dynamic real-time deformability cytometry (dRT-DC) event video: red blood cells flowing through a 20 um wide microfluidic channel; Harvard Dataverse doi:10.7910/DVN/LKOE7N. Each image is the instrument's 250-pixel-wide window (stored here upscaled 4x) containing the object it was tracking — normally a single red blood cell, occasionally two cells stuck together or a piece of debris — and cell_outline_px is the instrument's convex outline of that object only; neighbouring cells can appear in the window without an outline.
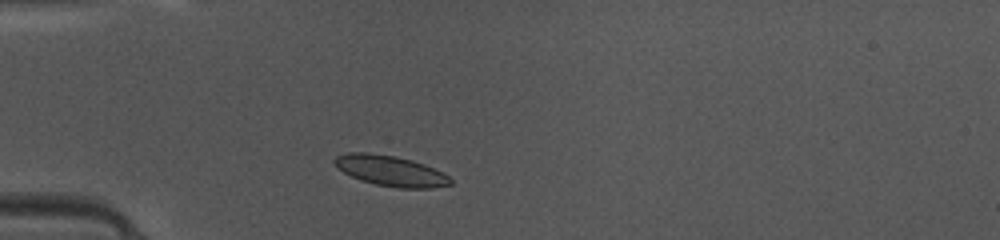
{"species": "common noctule bat (a hibernating species)", "species_latin": "Nyctalus noctula", "temperature_condition": "warm", "stored_images_in_passage": 35, "camera_frame_rate_fps": 3000, "um_per_image_px": 0.085, "animal": {"sex": "female", "body_mass_g": 10.0, "forearm_length_mm": 53.1}, "frame": {"image": 1, "passage_image": 1, "time_ms": 0.0, "image_size_px": [1000, 240], "cell_outline_px": [[452, 184], [432, 188], [400, 188], [376, 184], [360, 180], [336, 168], [332, 160], [336, 156], [348, 152], [368, 152], [396, 156], [412, 160], [424, 164], [448, 176], [452, 180]], "centroid_in_image_um": [33.16, 14.51], "position_along_channel_um": 51.8, "area_um2": 20.58}}
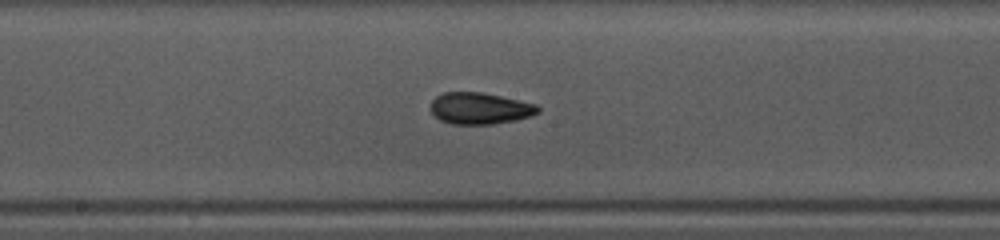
{"frame": {"image": 2, "passage_image": 13, "time_ms": 4.0, "image_size_px": [1000, 240], "cell_outline_px": [[540, 112], [532, 116], [516, 120], [492, 124], [452, 124], [440, 120], [432, 112], [432, 100], [436, 96], [444, 92], [480, 92], [500, 96], [536, 104], [540, 108]], "centroid_in_image_um": [40.81, 9.21], "position_along_channel_um": 207.4, "area_um2": 19.65}}
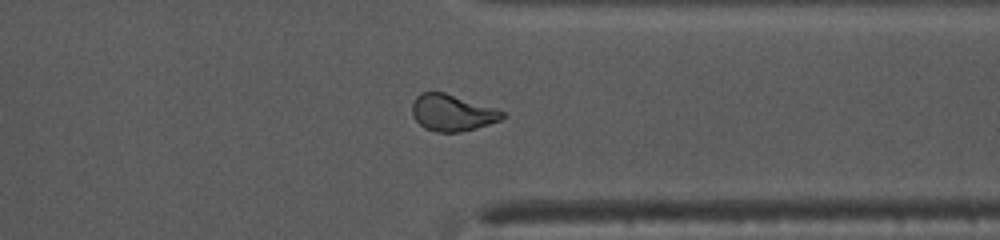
{"frame": {"image": 3, "passage_image": 25, "time_ms": 8.0, "image_size_px": [1000, 240], "cell_outline_px": [[504, 116], [500, 120], [476, 128], [460, 132], [436, 132], [424, 128], [412, 116], [412, 104], [416, 96], [420, 92], [444, 92], [496, 108], [504, 112]], "centroid_in_image_um": [38.41, 9.58], "position_along_channel_um": 373.0, "area_um2": 19.19}, "authors_computed_cell_mechanics": {"area_um2": 19.652, "velocity_mm_per_s": 4.1532, "shape_relaxation_time_tau1_ms": 3.7141, "shape_relaxation_time_tau2_ms": 1.5086, "deformation_change_tau1": 0.1209, "deformation_change_tau2": 0.066}}